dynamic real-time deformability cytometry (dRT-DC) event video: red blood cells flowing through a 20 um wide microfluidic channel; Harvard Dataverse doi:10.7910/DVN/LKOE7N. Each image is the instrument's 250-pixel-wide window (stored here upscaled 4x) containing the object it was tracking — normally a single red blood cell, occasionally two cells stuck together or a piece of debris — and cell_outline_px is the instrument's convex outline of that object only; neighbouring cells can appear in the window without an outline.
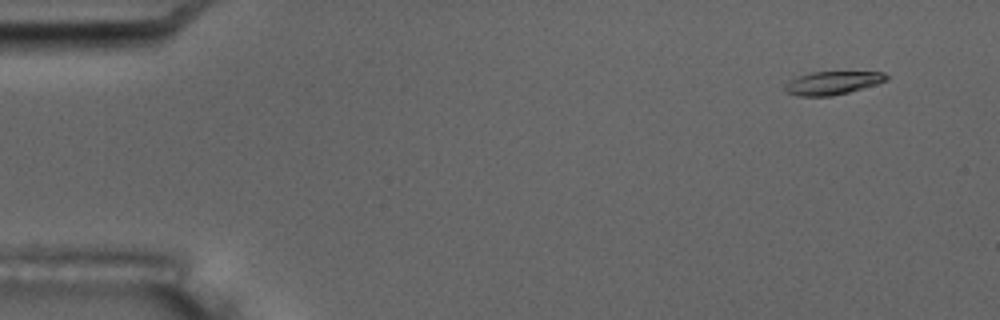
{"species": "common noctule bat (a hibernating species)", "species_latin": "Nyctalus noctula", "temperature_condition": "room temperature", "stored_images_in_passage": 8, "camera_frame_rate_fps": 3000, "um_per_image_px": 0.085, "animal": {"sex": "male", "body_mass_g": 17.5, "forearm_length_mm": 52.3}, "frame": {"image": 1, "passage_image": 2, "time_ms": 1.0, "image_size_px": [1000, 320], "cell_outline_px": [[888, 80], [876, 84], [848, 92], [832, 96], [800, 96], [784, 92], [784, 88], [792, 80], [800, 76], [812, 72], [884, 72], [888, 76]], "centroid_in_image_um": [70.79, 7.05], "position_along_channel_um": 14.2, "area_um2": 13.47}}